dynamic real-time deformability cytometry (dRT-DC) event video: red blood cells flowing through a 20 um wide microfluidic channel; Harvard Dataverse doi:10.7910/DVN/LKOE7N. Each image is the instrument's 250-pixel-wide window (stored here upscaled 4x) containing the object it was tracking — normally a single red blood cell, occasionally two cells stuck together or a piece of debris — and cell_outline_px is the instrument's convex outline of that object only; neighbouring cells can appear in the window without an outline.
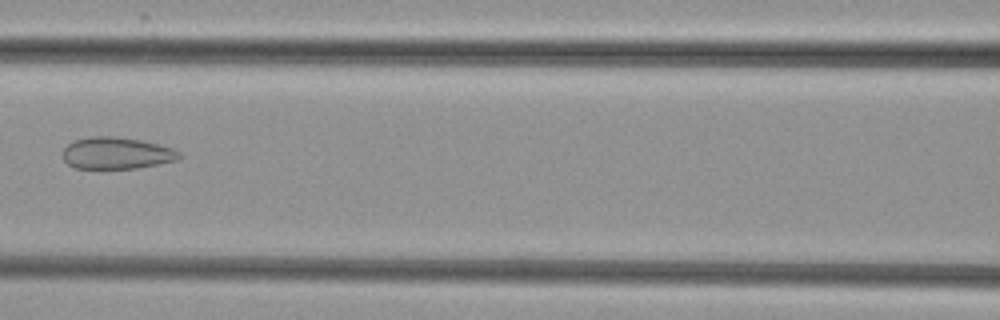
{"species": "common noctule bat (a hibernating species)", "species_latin": "Nyctalus noctula", "temperature_condition": "cold", "stored_images_in_passage": 4, "camera_frame_rate_fps": 3000, "um_per_image_px": 0.085, "animal": {"sex": "female", "body_mass_g": 29.2, "forearm_length_mm": 56.3}, "frame": {"image": 1, "passage_image": 4, "time_ms": 3.667, "image_size_px": [1000, 320], "cell_outline_px": [[180, 156], [176, 160], [136, 168], [76, 168], [68, 164], [64, 160], [64, 148], [72, 140], [92, 136], [112, 136], [140, 140], [172, 148], [180, 152]], "centroid_in_image_um": [9.87, 13.01], "position_along_channel_um": 156.7, "area_um2": 21.27}}